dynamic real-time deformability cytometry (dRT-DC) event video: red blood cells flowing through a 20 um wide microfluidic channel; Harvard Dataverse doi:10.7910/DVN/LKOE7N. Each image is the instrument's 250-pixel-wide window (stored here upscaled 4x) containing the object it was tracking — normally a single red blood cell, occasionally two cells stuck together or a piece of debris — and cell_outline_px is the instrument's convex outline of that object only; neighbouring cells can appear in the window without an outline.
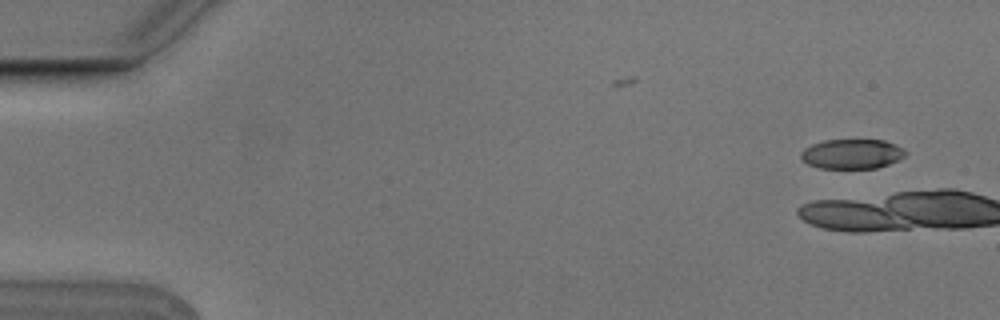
{"species": "Egyptian fruit bat (a non-hibernating species)", "species_latin": "Rousettus aegyptiacus", "temperature_condition": "cold", "stored_images_in_passage": 2, "camera_frame_rate_fps": 3000, "um_per_image_px": 0.085, "animal": {"sex": "male"}, "frame": {"image": 1, "passage_image": 2, "time_ms": 0.333, "image_size_px": [1000, 320], "cell_outline_px": [[908, 152], [904, 156], [888, 164], [876, 168], [820, 168], [808, 164], [800, 156], [800, 152], [804, 148], [812, 144], [824, 140], [884, 140]], "centroid_in_image_um": [72.37, 13.08], "position_along_channel_um": 12.6, "area_um2": 17.86}}